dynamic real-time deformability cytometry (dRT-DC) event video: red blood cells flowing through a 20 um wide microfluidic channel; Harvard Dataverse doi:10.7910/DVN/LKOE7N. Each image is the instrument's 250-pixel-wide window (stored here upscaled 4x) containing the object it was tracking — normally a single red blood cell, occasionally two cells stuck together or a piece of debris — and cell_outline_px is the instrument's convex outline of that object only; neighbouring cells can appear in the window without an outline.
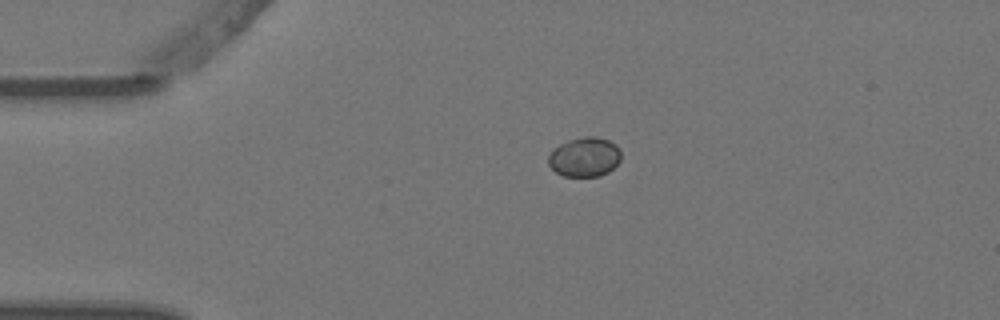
{"species": "Egyptian fruit bat (a non-hibernating species)", "species_latin": "Rousettus aegyptiacus", "temperature_condition": "warm", "stored_images_in_passage": 2, "camera_frame_rate_fps": 3000, "um_per_image_px": 0.085, "animal": {"sex": "female"}, "frame": {"image": 1, "passage_image": 1, "time_ms": 0.0, "image_size_px": [1000, 320], "cell_outline_px": [[620, 160], [608, 172], [600, 176], [564, 176], [556, 172], [548, 164], [548, 156], [552, 148], [568, 140], [584, 136], [596, 136], [608, 140], [616, 144], [620, 148]], "centroid_in_image_um": [49.68, 13.33], "position_along_channel_um": 35.3, "area_um2": 16.82}}